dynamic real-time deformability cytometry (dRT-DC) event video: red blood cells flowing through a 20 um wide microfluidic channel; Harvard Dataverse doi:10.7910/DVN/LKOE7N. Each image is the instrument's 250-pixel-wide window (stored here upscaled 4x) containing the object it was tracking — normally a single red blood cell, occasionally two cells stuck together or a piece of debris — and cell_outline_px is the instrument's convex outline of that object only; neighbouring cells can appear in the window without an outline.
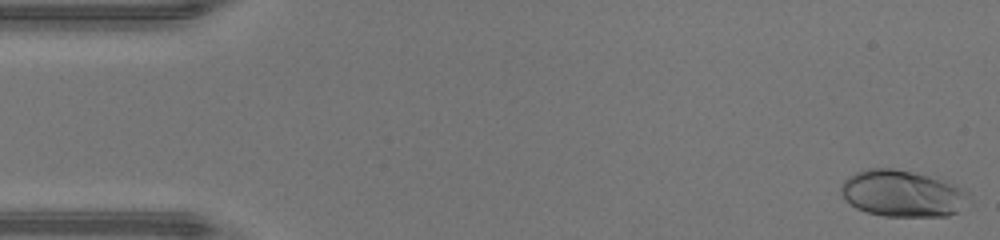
{"species": "human", "species_latin": "Homo sapiens", "temperature_condition": "warm", "stored_images_in_passage": 47, "camera_frame_rate_fps": 3000, "um_per_image_px": 0.085, "donor": {"sex": "male"}, "frame": {"image": 1, "passage_image": 1, "time_ms": 0.0, "image_size_px": [1000, 240], "cell_outline_px": [[968, 196], [956, 212], [948, 216], [884, 216], [868, 212], [856, 208], [840, 192], [840, 188], [844, 180], [848, 176], [856, 172], [868, 168], [892, 168], [912, 172], [928, 176], [960, 188], [968, 192]], "centroid_in_image_um": [76.62, 16.45], "position_along_channel_um": 8.4, "area_um2": 33.87}}
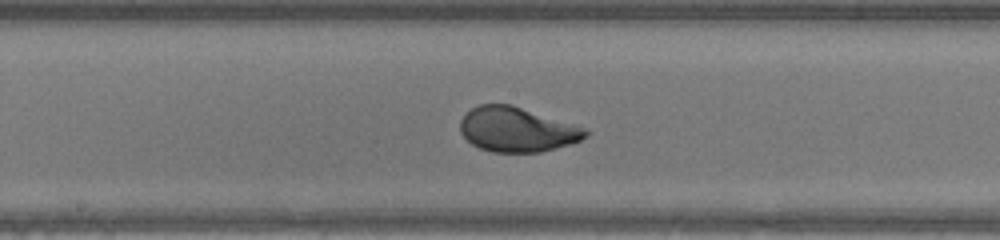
{"frame": {"image": 2, "passage_image": 24, "time_ms": 7.667, "image_size_px": [1000, 240], "cell_outline_px": [[592, 132], [588, 136], [580, 140], [556, 148], [540, 152], [492, 152], [480, 148], [472, 144], [460, 132], [460, 120], [472, 108], [480, 104], [512, 104], [584, 128]], "centroid_in_image_um": [43.94, 11.01], "position_along_channel_um": 204.3, "area_um2": 32.37}}
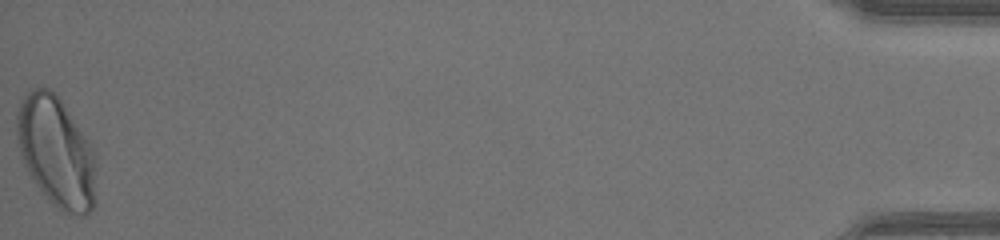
{"frame": {"image": 3, "passage_image": 47, "time_ms": 15.333, "image_size_px": [1000, 240], "cell_outline_px": [[96, 204], [84, 216], [80, 216], [64, 212], [48, 200], [36, 184], [20, 152], [16, 128], [16, 116], [20, 100], [32, 88], [48, 88], [56, 92], [92, 148], [96, 160]], "centroid_in_image_um": [4.81, 12.92], "position_along_channel_um": 430.4, "area_um2": 50.81}, "authors_computed_cell_mechanics": {"area_um2": 32.5414, "velocity_mm_per_s": 4.3931, "shape_relaxation_time_tau1_ms": 2.6331, "shape_relaxation_time_tau2_ms": null, "deformation_change_tau1": 0.1694, "deformation_change_tau2": null}}